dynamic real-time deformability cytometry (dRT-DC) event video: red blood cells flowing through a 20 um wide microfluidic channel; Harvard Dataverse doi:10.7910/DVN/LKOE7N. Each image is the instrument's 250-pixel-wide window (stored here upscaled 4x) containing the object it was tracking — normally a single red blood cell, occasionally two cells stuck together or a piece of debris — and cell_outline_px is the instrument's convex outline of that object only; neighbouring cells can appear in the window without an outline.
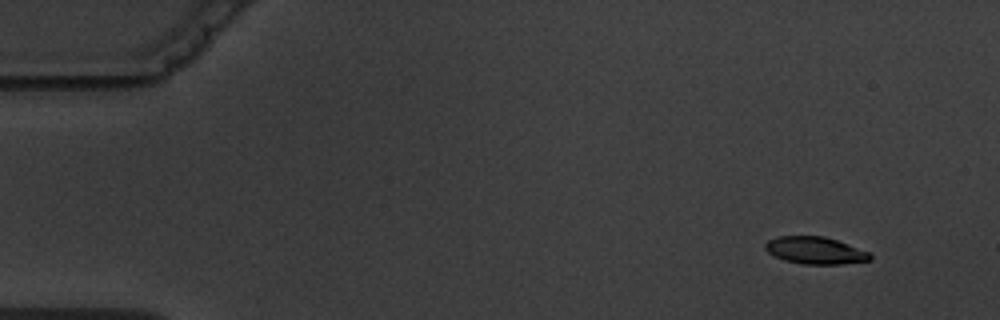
{"species": "common noctule bat (a hibernating species)", "species_latin": "Nyctalus noctula", "temperature_condition": "warm", "stored_images_in_passage": 9, "camera_frame_rate_fps": 3000, "um_per_image_px": 0.085, "animal": {"sex": "male", "body_mass_g": 19.5, "forearm_length_mm": 54.6}, "frame": {"image": 1, "passage_image": 1, "time_ms": 0.0, "image_size_px": [1000, 320], "cell_outline_px": [[872, 260], [840, 264], [804, 264], [784, 260], [768, 252], [764, 248], [764, 244], [768, 240], [776, 236], [824, 236], [836, 240], [868, 252], [872, 256]], "centroid_in_image_um": [69.26, 21.28], "position_along_channel_um": 15.7, "area_um2": 16.47}}